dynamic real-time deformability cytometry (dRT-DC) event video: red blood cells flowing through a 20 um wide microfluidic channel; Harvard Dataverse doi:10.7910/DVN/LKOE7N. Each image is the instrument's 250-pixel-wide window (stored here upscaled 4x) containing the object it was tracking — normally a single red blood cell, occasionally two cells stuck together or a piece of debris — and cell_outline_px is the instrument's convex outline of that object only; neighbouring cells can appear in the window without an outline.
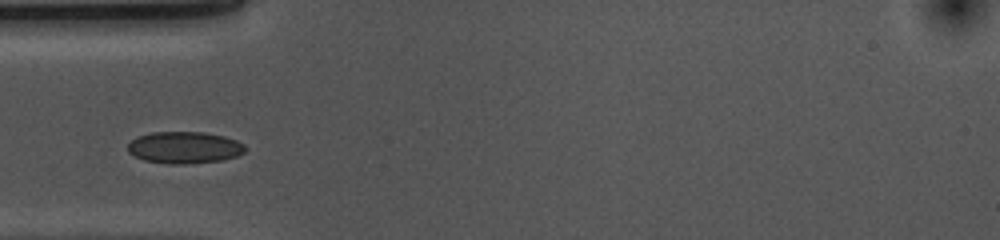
{"species": "common noctule bat (a hibernating species)", "species_latin": "Nyctalus noctula", "temperature_condition": "cold", "stored_images_in_passage": 10, "camera_frame_rate_fps": 3000, "um_per_image_px": 0.085, "animal": {"sex": "female", "body_mass_g": 10.0, "forearm_length_mm": 53.1}, "frame": {"image": 1, "passage_image": 4, "time_ms": 1.0, "image_size_px": [1000, 240], "cell_outline_px": [[248, 148], [244, 152], [236, 156], [224, 160], [184, 164], [168, 164], [144, 160], [128, 152], [128, 144], [136, 136], [152, 132], [204, 132], [224, 136], [236, 140], [244, 144]], "centroid_in_image_um": [15.69, 12.54], "position_along_channel_um": 69.3, "area_um2": 21.91}}
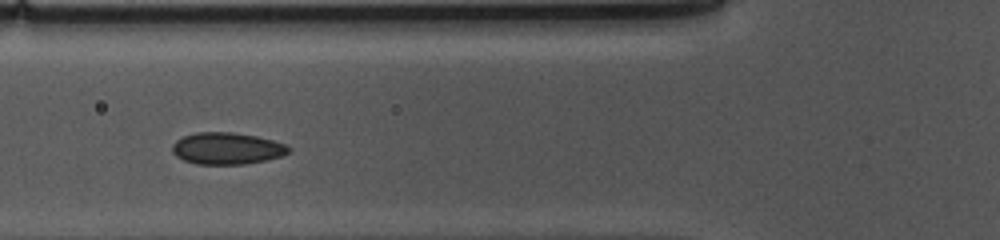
{"frame": {"image": 2, "passage_image": 7, "time_ms": 2.0, "image_size_px": [1000, 240], "cell_outline_px": [[292, 148], [288, 152], [280, 156], [264, 160], [244, 164], [196, 164], [184, 160], [176, 156], [172, 152], [172, 144], [176, 140], [184, 136], [196, 132], [232, 132], [256, 136], [272, 140], [284, 144]], "centroid_in_image_um": [19.25, 12.61], "position_along_channel_um": 106.5, "area_um2": 21.44}}